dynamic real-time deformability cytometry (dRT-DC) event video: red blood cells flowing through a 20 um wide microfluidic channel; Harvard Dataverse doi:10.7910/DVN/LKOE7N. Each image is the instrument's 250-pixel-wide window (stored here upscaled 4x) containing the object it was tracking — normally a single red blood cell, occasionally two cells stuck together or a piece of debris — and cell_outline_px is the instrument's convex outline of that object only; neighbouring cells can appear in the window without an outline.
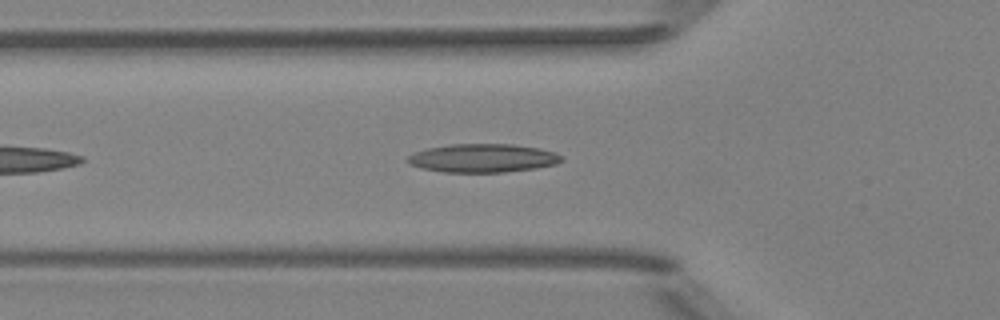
{"species": "Egyptian fruit bat (a non-hibernating species)", "species_latin": "Rousettus aegyptiacus", "temperature_condition": "room temperature", "stored_images_in_passage": 25, "camera_frame_rate_fps": 3000, "um_per_image_px": 0.085, "animal": {"sex": "female"}, "frame": {"image": 1, "passage_image": 6, "time_ms": 1.667, "image_size_px": [1000, 320], "cell_outline_px": [[564, 160], [556, 164], [536, 168], [504, 172], [444, 172], [420, 168], [408, 164], [404, 160], [408, 156], [416, 152], [428, 148], [452, 144], [512, 144], [540, 148], [556, 152], [564, 156]], "centroid_in_image_um": [41.06, 13.44], "position_along_channel_um": 84.7, "area_um2": 25.78}}
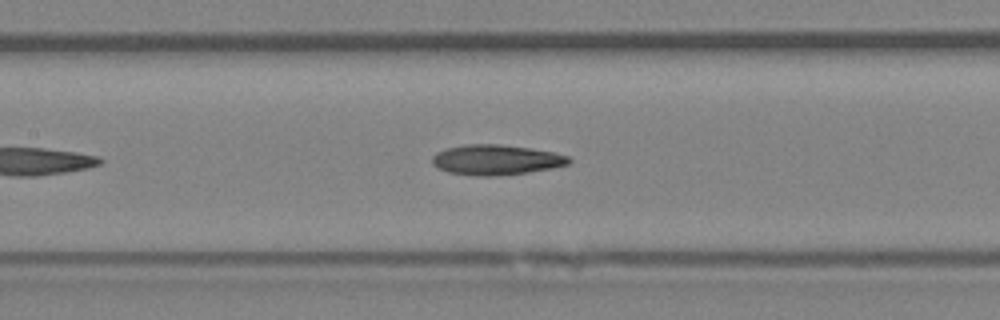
{"frame": {"image": 2, "passage_image": 12, "time_ms": 3.667, "image_size_px": [1000, 320], "cell_outline_px": [[572, 160], [568, 164], [552, 168], [528, 172], [492, 176], [476, 176], [448, 172], [436, 168], [432, 164], [432, 156], [436, 152], [444, 148], [464, 144], [500, 144], [528, 148], [552, 152], [568, 156]], "centroid_in_image_um": [42.1, 13.58], "position_along_channel_um": 165.3, "area_um2": 24.1}}
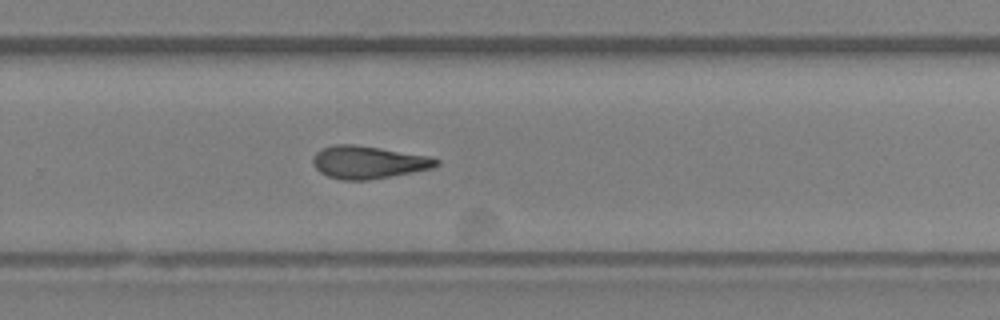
{"frame": {"image": 3, "passage_image": 22, "time_ms": 7.0, "image_size_px": [1000, 320], "cell_outline_px": [[440, 164], [432, 168], [412, 172], [368, 180], [344, 180], [328, 176], [320, 172], [316, 168], [312, 160], [316, 152], [320, 148], [332, 144], [352, 144], [380, 148], [432, 156], [440, 160]], "centroid_in_image_um": [31.31, 13.78], "position_along_channel_um": 298.5, "area_um2": 23.52}}